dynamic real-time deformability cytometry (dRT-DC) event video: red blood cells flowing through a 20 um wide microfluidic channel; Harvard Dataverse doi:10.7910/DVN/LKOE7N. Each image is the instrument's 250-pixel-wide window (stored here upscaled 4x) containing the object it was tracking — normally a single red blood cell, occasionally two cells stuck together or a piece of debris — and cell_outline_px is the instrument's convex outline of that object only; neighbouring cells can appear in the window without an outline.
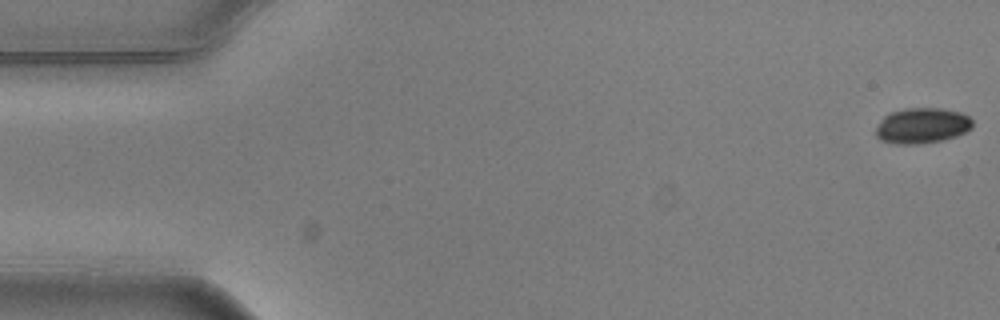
{"species": "common noctule bat (a hibernating species)", "species_latin": "Nyctalus noctula", "temperature_condition": "warm", "stored_images_in_passage": 4, "camera_frame_rate_fps": 3000, "um_per_image_px": 0.085, "animal": {"sex": "male", "body_mass_g": 20.5, "forearm_length_mm": 52.5}, "frame": {"image": 1, "passage_image": 1, "time_ms": 0.0, "image_size_px": [1000, 320], "cell_outline_px": [[972, 128], [956, 136], [944, 140], [916, 144], [896, 144], [880, 140], [876, 136], [876, 128], [884, 116], [892, 112], [908, 108], [940, 108], [960, 112], [968, 116], [972, 120]], "centroid_in_image_um": [78.37, 10.68], "position_along_channel_um": 6.6, "area_um2": 19.94}}